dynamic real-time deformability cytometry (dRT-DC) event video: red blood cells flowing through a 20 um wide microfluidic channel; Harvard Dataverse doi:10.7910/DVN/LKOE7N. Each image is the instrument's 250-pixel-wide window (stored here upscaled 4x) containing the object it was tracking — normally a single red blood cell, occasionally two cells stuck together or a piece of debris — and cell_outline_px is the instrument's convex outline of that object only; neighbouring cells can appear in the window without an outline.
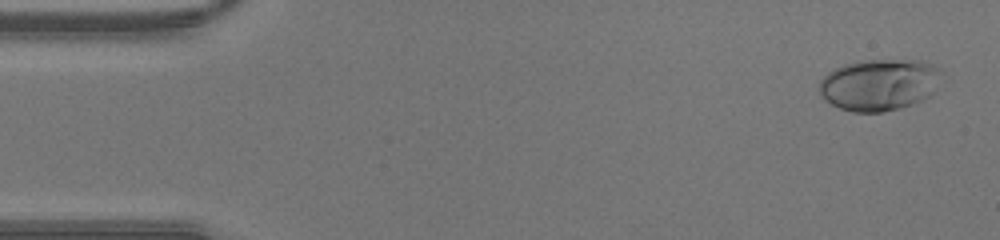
{"species": "human", "species_latin": "Homo sapiens", "temperature_condition": "warm", "stored_images_in_passage": 45, "camera_frame_rate_fps": 3000, "um_per_image_px": 0.085, "donor": {"sex": "male"}, "frame": {"image": 1, "passage_image": 2, "time_ms": 0.333, "image_size_px": [1000, 240], "cell_outline_px": [[944, 72], [932, 92], [924, 100], [900, 108], [884, 112], [852, 112], [840, 108], [824, 100], [820, 96], [820, 80], [828, 72], [844, 64], [864, 60], [924, 60], [940, 68]], "centroid_in_image_um": [74.75, 7.19], "position_along_channel_um": 10.2, "area_um2": 37.05}}
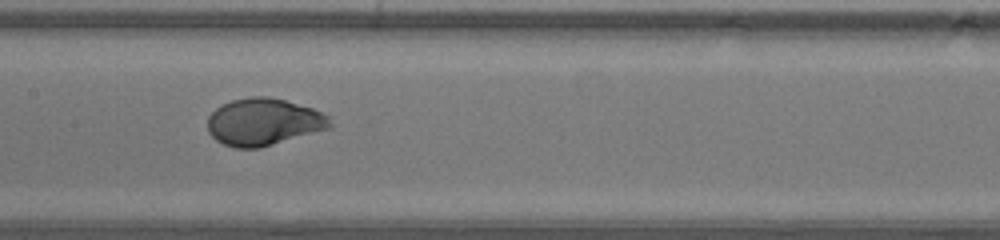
{"frame": {"image": 2, "passage_image": 22, "time_ms": 7.0, "image_size_px": [1000, 240], "cell_outline_px": [[332, 124], [328, 128], [260, 148], [236, 148], [224, 144], [216, 140], [208, 132], [208, 116], [216, 108], [232, 100], [252, 96], [268, 96], [284, 100], [312, 108], [328, 116]], "centroid_in_image_um": [22.37, 10.36], "position_along_channel_um": 185.0, "area_um2": 33.29}}
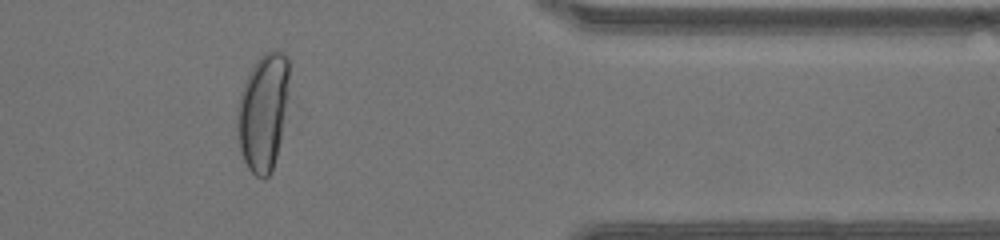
{"frame": {"image": 3, "passage_image": 37, "time_ms": 12.0, "image_size_px": [1000, 240], "cell_outline_px": [[288, 96], [280, 140], [272, 172], [264, 180], [256, 176], [248, 168], [244, 160], [240, 148], [236, 128], [236, 108], [240, 92], [256, 60], [264, 52], [272, 48], [276, 48], [284, 52], [288, 56]], "centroid_in_image_um": [22.35, 9.48], "position_along_channel_um": 389.0, "area_um2": 35.78}}